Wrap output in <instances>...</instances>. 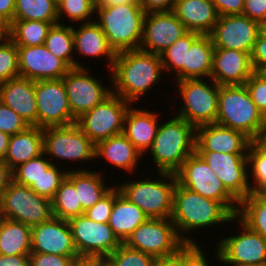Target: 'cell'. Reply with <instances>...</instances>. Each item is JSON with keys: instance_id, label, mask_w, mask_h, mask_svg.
<instances>
[{"instance_id": "cell-47", "label": "cell", "mask_w": 266, "mask_h": 266, "mask_svg": "<svg viewBox=\"0 0 266 266\" xmlns=\"http://www.w3.org/2000/svg\"><path fill=\"white\" fill-rule=\"evenodd\" d=\"M30 125L14 110L0 101V131L8 135L26 130Z\"/></svg>"}, {"instance_id": "cell-64", "label": "cell", "mask_w": 266, "mask_h": 266, "mask_svg": "<svg viewBox=\"0 0 266 266\" xmlns=\"http://www.w3.org/2000/svg\"><path fill=\"white\" fill-rule=\"evenodd\" d=\"M260 33L266 38V21L260 23Z\"/></svg>"}, {"instance_id": "cell-58", "label": "cell", "mask_w": 266, "mask_h": 266, "mask_svg": "<svg viewBox=\"0 0 266 266\" xmlns=\"http://www.w3.org/2000/svg\"><path fill=\"white\" fill-rule=\"evenodd\" d=\"M16 0H0V16L12 23Z\"/></svg>"}, {"instance_id": "cell-1", "label": "cell", "mask_w": 266, "mask_h": 266, "mask_svg": "<svg viewBox=\"0 0 266 266\" xmlns=\"http://www.w3.org/2000/svg\"><path fill=\"white\" fill-rule=\"evenodd\" d=\"M162 75L161 56L136 49L116 53L107 80L112 86V93L131 104H139L144 95L147 97V93L161 83Z\"/></svg>"}, {"instance_id": "cell-35", "label": "cell", "mask_w": 266, "mask_h": 266, "mask_svg": "<svg viewBox=\"0 0 266 266\" xmlns=\"http://www.w3.org/2000/svg\"><path fill=\"white\" fill-rule=\"evenodd\" d=\"M200 34L188 31L169 46L160 56L165 76L173 75L174 82L184 80V64H186L187 46ZM170 74V75H169Z\"/></svg>"}, {"instance_id": "cell-54", "label": "cell", "mask_w": 266, "mask_h": 266, "mask_svg": "<svg viewBox=\"0 0 266 266\" xmlns=\"http://www.w3.org/2000/svg\"><path fill=\"white\" fill-rule=\"evenodd\" d=\"M175 2L176 0H139V5L145 13H149L173 11Z\"/></svg>"}, {"instance_id": "cell-37", "label": "cell", "mask_w": 266, "mask_h": 266, "mask_svg": "<svg viewBox=\"0 0 266 266\" xmlns=\"http://www.w3.org/2000/svg\"><path fill=\"white\" fill-rule=\"evenodd\" d=\"M236 216L266 239V195L264 193L251 192L241 200Z\"/></svg>"}, {"instance_id": "cell-65", "label": "cell", "mask_w": 266, "mask_h": 266, "mask_svg": "<svg viewBox=\"0 0 266 266\" xmlns=\"http://www.w3.org/2000/svg\"><path fill=\"white\" fill-rule=\"evenodd\" d=\"M261 141L266 145V128L264 130L263 136L261 138Z\"/></svg>"}, {"instance_id": "cell-9", "label": "cell", "mask_w": 266, "mask_h": 266, "mask_svg": "<svg viewBox=\"0 0 266 266\" xmlns=\"http://www.w3.org/2000/svg\"><path fill=\"white\" fill-rule=\"evenodd\" d=\"M43 152L52 164L61 166L57 161L63 160L65 169L70 162V165L81 161L88 165V162L95 160V144L76 123L43 128Z\"/></svg>"}, {"instance_id": "cell-60", "label": "cell", "mask_w": 266, "mask_h": 266, "mask_svg": "<svg viewBox=\"0 0 266 266\" xmlns=\"http://www.w3.org/2000/svg\"><path fill=\"white\" fill-rule=\"evenodd\" d=\"M123 4H139V0H95V8H106Z\"/></svg>"}, {"instance_id": "cell-19", "label": "cell", "mask_w": 266, "mask_h": 266, "mask_svg": "<svg viewBox=\"0 0 266 266\" xmlns=\"http://www.w3.org/2000/svg\"><path fill=\"white\" fill-rule=\"evenodd\" d=\"M187 32L173 11L145 13L139 49L161 55Z\"/></svg>"}, {"instance_id": "cell-50", "label": "cell", "mask_w": 266, "mask_h": 266, "mask_svg": "<svg viewBox=\"0 0 266 266\" xmlns=\"http://www.w3.org/2000/svg\"><path fill=\"white\" fill-rule=\"evenodd\" d=\"M205 248L199 243H184V266H213L206 257Z\"/></svg>"}, {"instance_id": "cell-41", "label": "cell", "mask_w": 266, "mask_h": 266, "mask_svg": "<svg viewBox=\"0 0 266 266\" xmlns=\"http://www.w3.org/2000/svg\"><path fill=\"white\" fill-rule=\"evenodd\" d=\"M57 16L60 24H69L67 18L70 25L94 21L95 0H57Z\"/></svg>"}, {"instance_id": "cell-21", "label": "cell", "mask_w": 266, "mask_h": 266, "mask_svg": "<svg viewBox=\"0 0 266 266\" xmlns=\"http://www.w3.org/2000/svg\"><path fill=\"white\" fill-rule=\"evenodd\" d=\"M31 252L78 256L68 220L52 217L31 227Z\"/></svg>"}, {"instance_id": "cell-61", "label": "cell", "mask_w": 266, "mask_h": 266, "mask_svg": "<svg viewBox=\"0 0 266 266\" xmlns=\"http://www.w3.org/2000/svg\"><path fill=\"white\" fill-rule=\"evenodd\" d=\"M71 266H105V263L102 259L80 258L75 260Z\"/></svg>"}, {"instance_id": "cell-29", "label": "cell", "mask_w": 266, "mask_h": 266, "mask_svg": "<svg viewBox=\"0 0 266 266\" xmlns=\"http://www.w3.org/2000/svg\"><path fill=\"white\" fill-rule=\"evenodd\" d=\"M81 167H79L80 169L77 167L76 169L68 167L69 171L66 177L74 184L77 191L78 203H81L83 211H86L105 196L114 185L110 184V181H108L109 183L106 182L107 179H105V176L108 173H102V167L99 172L98 169L90 170L89 166L88 169H83L82 165Z\"/></svg>"}, {"instance_id": "cell-10", "label": "cell", "mask_w": 266, "mask_h": 266, "mask_svg": "<svg viewBox=\"0 0 266 266\" xmlns=\"http://www.w3.org/2000/svg\"><path fill=\"white\" fill-rule=\"evenodd\" d=\"M175 175L181 186L221 202L234 216L237 215L239 201L196 151L183 162Z\"/></svg>"}, {"instance_id": "cell-13", "label": "cell", "mask_w": 266, "mask_h": 266, "mask_svg": "<svg viewBox=\"0 0 266 266\" xmlns=\"http://www.w3.org/2000/svg\"><path fill=\"white\" fill-rule=\"evenodd\" d=\"M124 244L156 259L176 253L184 242L171 218H149L129 235Z\"/></svg>"}, {"instance_id": "cell-59", "label": "cell", "mask_w": 266, "mask_h": 266, "mask_svg": "<svg viewBox=\"0 0 266 266\" xmlns=\"http://www.w3.org/2000/svg\"><path fill=\"white\" fill-rule=\"evenodd\" d=\"M11 40V23L0 16V44Z\"/></svg>"}, {"instance_id": "cell-32", "label": "cell", "mask_w": 266, "mask_h": 266, "mask_svg": "<svg viewBox=\"0 0 266 266\" xmlns=\"http://www.w3.org/2000/svg\"><path fill=\"white\" fill-rule=\"evenodd\" d=\"M214 49L210 35H199L187 46L184 79L210 78Z\"/></svg>"}, {"instance_id": "cell-48", "label": "cell", "mask_w": 266, "mask_h": 266, "mask_svg": "<svg viewBox=\"0 0 266 266\" xmlns=\"http://www.w3.org/2000/svg\"><path fill=\"white\" fill-rule=\"evenodd\" d=\"M244 85L257 109L266 118V81L254 72Z\"/></svg>"}, {"instance_id": "cell-33", "label": "cell", "mask_w": 266, "mask_h": 266, "mask_svg": "<svg viewBox=\"0 0 266 266\" xmlns=\"http://www.w3.org/2000/svg\"><path fill=\"white\" fill-rule=\"evenodd\" d=\"M31 227L0 217V255H29Z\"/></svg>"}, {"instance_id": "cell-27", "label": "cell", "mask_w": 266, "mask_h": 266, "mask_svg": "<svg viewBox=\"0 0 266 266\" xmlns=\"http://www.w3.org/2000/svg\"><path fill=\"white\" fill-rule=\"evenodd\" d=\"M0 101L14 110L30 126H37L35 81L17 77L0 84Z\"/></svg>"}, {"instance_id": "cell-45", "label": "cell", "mask_w": 266, "mask_h": 266, "mask_svg": "<svg viewBox=\"0 0 266 266\" xmlns=\"http://www.w3.org/2000/svg\"><path fill=\"white\" fill-rule=\"evenodd\" d=\"M20 77L17 46L9 40L0 44V84Z\"/></svg>"}, {"instance_id": "cell-39", "label": "cell", "mask_w": 266, "mask_h": 266, "mask_svg": "<svg viewBox=\"0 0 266 266\" xmlns=\"http://www.w3.org/2000/svg\"><path fill=\"white\" fill-rule=\"evenodd\" d=\"M249 184L252 193L266 192V145L251 141L247 151Z\"/></svg>"}, {"instance_id": "cell-14", "label": "cell", "mask_w": 266, "mask_h": 266, "mask_svg": "<svg viewBox=\"0 0 266 266\" xmlns=\"http://www.w3.org/2000/svg\"><path fill=\"white\" fill-rule=\"evenodd\" d=\"M79 258L105 260L121 244L108 223L82 214L68 220Z\"/></svg>"}, {"instance_id": "cell-38", "label": "cell", "mask_w": 266, "mask_h": 266, "mask_svg": "<svg viewBox=\"0 0 266 266\" xmlns=\"http://www.w3.org/2000/svg\"><path fill=\"white\" fill-rule=\"evenodd\" d=\"M53 217L69 220L84 214L81 203H78L74 184L67 178L61 182L51 200Z\"/></svg>"}, {"instance_id": "cell-55", "label": "cell", "mask_w": 266, "mask_h": 266, "mask_svg": "<svg viewBox=\"0 0 266 266\" xmlns=\"http://www.w3.org/2000/svg\"><path fill=\"white\" fill-rule=\"evenodd\" d=\"M154 266H184V244L176 253L156 258Z\"/></svg>"}, {"instance_id": "cell-11", "label": "cell", "mask_w": 266, "mask_h": 266, "mask_svg": "<svg viewBox=\"0 0 266 266\" xmlns=\"http://www.w3.org/2000/svg\"><path fill=\"white\" fill-rule=\"evenodd\" d=\"M0 217L33 227L53 217L51 200L12 181L0 199Z\"/></svg>"}, {"instance_id": "cell-3", "label": "cell", "mask_w": 266, "mask_h": 266, "mask_svg": "<svg viewBox=\"0 0 266 266\" xmlns=\"http://www.w3.org/2000/svg\"><path fill=\"white\" fill-rule=\"evenodd\" d=\"M168 119L160 122L147 156L150 155L155 172L175 174L195 152L196 128L175 115Z\"/></svg>"}, {"instance_id": "cell-62", "label": "cell", "mask_w": 266, "mask_h": 266, "mask_svg": "<svg viewBox=\"0 0 266 266\" xmlns=\"http://www.w3.org/2000/svg\"><path fill=\"white\" fill-rule=\"evenodd\" d=\"M10 135L0 131V159H4L9 145Z\"/></svg>"}, {"instance_id": "cell-2", "label": "cell", "mask_w": 266, "mask_h": 266, "mask_svg": "<svg viewBox=\"0 0 266 266\" xmlns=\"http://www.w3.org/2000/svg\"><path fill=\"white\" fill-rule=\"evenodd\" d=\"M233 217L221 202L206 198L177 182L173 192L171 221L184 243H198L194 233L200 229H214V226L216 229L217 226L222 227V224L229 226Z\"/></svg>"}, {"instance_id": "cell-30", "label": "cell", "mask_w": 266, "mask_h": 266, "mask_svg": "<svg viewBox=\"0 0 266 266\" xmlns=\"http://www.w3.org/2000/svg\"><path fill=\"white\" fill-rule=\"evenodd\" d=\"M43 153V128L30 126L10 136L4 161L14 170L17 166Z\"/></svg>"}, {"instance_id": "cell-16", "label": "cell", "mask_w": 266, "mask_h": 266, "mask_svg": "<svg viewBox=\"0 0 266 266\" xmlns=\"http://www.w3.org/2000/svg\"><path fill=\"white\" fill-rule=\"evenodd\" d=\"M37 127L66 126L76 123L68 103L63 79L35 81Z\"/></svg>"}, {"instance_id": "cell-34", "label": "cell", "mask_w": 266, "mask_h": 266, "mask_svg": "<svg viewBox=\"0 0 266 266\" xmlns=\"http://www.w3.org/2000/svg\"><path fill=\"white\" fill-rule=\"evenodd\" d=\"M45 47L59 59H62L70 68H89L87 63L75 59L73 25L54 24L45 39Z\"/></svg>"}, {"instance_id": "cell-31", "label": "cell", "mask_w": 266, "mask_h": 266, "mask_svg": "<svg viewBox=\"0 0 266 266\" xmlns=\"http://www.w3.org/2000/svg\"><path fill=\"white\" fill-rule=\"evenodd\" d=\"M149 217L125 196L119 193L114 199V204L109 218V226L121 243Z\"/></svg>"}, {"instance_id": "cell-25", "label": "cell", "mask_w": 266, "mask_h": 266, "mask_svg": "<svg viewBox=\"0 0 266 266\" xmlns=\"http://www.w3.org/2000/svg\"><path fill=\"white\" fill-rule=\"evenodd\" d=\"M76 26V27H75ZM79 26V27H78ZM74 50L76 57H86L103 59L106 58L105 64L107 71L111 72L116 53L109 46L107 38L102 31V28L95 22L78 23L73 25ZM108 61V62H107Z\"/></svg>"}, {"instance_id": "cell-4", "label": "cell", "mask_w": 266, "mask_h": 266, "mask_svg": "<svg viewBox=\"0 0 266 266\" xmlns=\"http://www.w3.org/2000/svg\"><path fill=\"white\" fill-rule=\"evenodd\" d=\"M215 123L240 131L251 141L261 140L266 128V118L257 109L245 85L219 86Z\"/></svg>"}, {"instance_id": "cell-24", "label": "cell", "mask_w": 266, "mask_h": 266, "mask_svg": "<svg viewBox=\"0 0 266 266\" xmlns=\"http://www.w3.org/2000/svg\"><path fill=\"white\" fill-rule=\"evenodd\" d=\"M135 106V107H134ZM131 104L124 117L123 134L144 156L147 155L157 135L161 119L159 110L149 111ZM160 118V119H159Z\"/></svg>"}, {"instance_id": "cell-20", "label": "cell", "mask_w": 266, "mask_h": 266, "mask_svg": "<svg viewBox=\"0 0 266 266\" xmlns=\"http://www.w3.org/2000/svg\"><path fill=\"white\" fill-rule=\"evenodd\" d=\"M20 77L32 81L62 79L71 69L45 45L17 46Z\"/></svg>"}, {"instance_id": "cell-43", "label": "cell", "mask_w": 266, "mask_h": 266, "mask_svg": "<svg viewBox=\"0 0 266 266\" xmlns=\"http://www.w3.org/2000/svg\"><path fill=\"white\" fill-rule=\"evenodd\" d=\"M155 258L121 243L105 260V266H154Z\"/></svg>"}, {"instance_id": "cell-44", "label": "cell", "mask_w": 266, "mask_h": 266, "mask_svg": "<svg viewBox=\"0 0 266 266\" xmlns=\"http://www.w3.org/2000/svg\"><path fill=\"white\" fill-rule=\"evenodd\" d=\"M64 166L52 164L37 181H34L30 188L39 196L52 200L61 182L65 179L68 169Z\"/></svg>"}, {"instance_id": "cell-6", "label": "cell", "mask_w": 266, "mask_h": 266, "mask_svg": "<svg viewBox=\"0 0 266 266\" xmlns=\"http://www.w3.org/2000/svg\"><path fill=\"white\" fill-rule=\"evenodd\" d=\"M97 14V15H96ZM145 11L139 4L95 8V22L115 53L140 48Z\"/></svg>"}, {"instance_id": "cell-52", "label": "cell", "mask_w": 266, "mask_h": 266, "mask_svg": "<svg viewBox=\"0 0 266 266\" xmlns=\"http://www.w3.org/2000/svg\"><path fill=\"white\" fill-rule=\"evenodd\" d=\"M219 16L243 14L244 0H211Z\"/></svg>"}, {"instance_id": "cell-23", "label": "cell", "mask_w": 266, "mask_h": 266, "mask_svg": "<svg viewBox=\"0 0 266 266\" xmlns=\"http://www.w3.org/2000/svg\"><path fill=\"white\" fill-rule=\"evenodd\" d=\"M254 72L249 53L235 49H214L210 78L219 86L244 85Z\"/></svg>"}, {"instance_id": "cell-26", "label": "cell", "mask_w": 266, "mask_h": 266, "mask_svg": "<svg viewBox=\"0 0 266 266\" xmlns=\"http://www.w3.org/2000/svg\"><path fill=\"white\" fill-rule=\"evenodd\" d=\"M143 157L123 133L111 136L95 145V160L104 159L106 164H110L109 166L125 171L128 176L133 174L134 178V174H138L135 173L138 172L136 171L138 167L141 168L139 162L143 161Z\"/></svg>"}, {"instance_id": "cell-18", "label": "cell", "mask_w": 266, "mask_h": 266, "mask_svg": "<svg viewBox=\"0 0 266 266\" xmlns=\"http://www.w3.org/2000/svg\"><path fill=\"white\" fill-rule=\"evenodd\" d=\"M197 153L239 202L251 193L247 154Z\"/></svg>"}, {"instance_id": "cell-5", "label": "cell", "mask_w": 266, "mask_h": 266, "mask_svg": "<svg viewBox=\"0 0 266 266\" xmlns=\"http://www.w3.org/2000/svg\"><path fill=\"white\" fill-rule=\"evenodd\" d=\"M155 175L158 176L155 178L151 175L143 176L142 179L132 178L128 181L126 179L115 184L120 193L138 206L149 218H171L173 192L177 184L176 175L167 172H157Z\"/></svg>"}, {"instance_id": "cell-51", "label": "cell", "mask_w": 266, "mask_h": 266, "mask_svg": "<svg viewBox=\"0 0 266 266\" xmlns=\"http://www.w3.org/2000/svg\"><path fill=\"white\" fill-rule=\"evenodd\" d=\"M243 14L259 23L266 21V0H244Z\"/></svg>"}, {"instance_id": "cell-15", "label": "cell", "mask_w": 266, "mask_h": 266, "mask_svg": "<svg viewBox=\"0 0 266 266\" xmlns=\"http://www.w3.org/2000/svg\"><path fill=\"white\" fill-rule=\"evenodd\" d=\"M90 68H71L64 76V86L72 116L78 119L112 94V86L102 83V75L93 76ZM110 86V87H109Z\"/></svg>"}, {"instance_id": "cell-57", "label": "cell", "mask_w": 266, "mask_h": 266, "mask_svg": "<svg viewBox=\"0 0 266 266\" xmlns=\"http://www.w3.org/2000/svg\"><path fill=\"white\" fill-rule=\"evenodd\" d=\"M0 266H29V255H0Z\"/></svg>"}, {"instance_id": "cell-36", "label": "cell", "mask_w": 266, "mask_h": 266, "mask_svg": "<svg viewBox=\"0 0 266 266\" xmlns=\"http://www.w3.org/2000/svg\"><path fill=\"white\" fill-rule=\"evenodd\" d=\"M59 22H44L38 20H13L11 23V41L16 46H39L54 24Z\"/></svg>"}, {"instance_id": "cell-56", "label": "cell", "mask_w": 266, "mask_h": 266, "mask_svg": "<svg viewBox=\"0 0 266 266\" xmlns=\"http://www.w3.org/2000/svg\"><path fill=\"white\" fill-rule=\"evenodd\" d=\"M12 181L13 170L4 161V159H0V199L2 197L3 192L6 190V188Z\"/></svg>"}, {"instance_id": "cell-8", "label": "cell", "mask_w": 266, "mask_h": 266, "mask_svg": "<svg viewBox=\"0 0 266 266\" xmlns=\"http://www.w3.org/2000/svg\"><path fill=\"white\" fill-rule=\"evenodd\" d=\"M238 227V232L225 236L216 241L214 258L221 265H254L266 266V239L245 225L236 215L231 224ZM237 223V224H236ZM240 226V228H239ZM241 229V230H240ZM240 230V232H239ZM239 233V234H238ZM225 236V237H224Z\"/></svg>"}, {"instance_id": "cell-49", "label": "cell", "mask_w": 266, "mask_h": 266, "mask_svg": "<svg viewBox=\"0 0 266 266\" xmlns=\"http://www.w3.org/2000/svg\"><path fill=\"white\" fill-rule=\"evenodd\" d=\"M79 256H63L31 252L29 266H71Z\"/></svg>"}, {"instance_id": "cell-40", "label": "cell", "mask_w": 266, "mask_h": 266, "mask_svg": "<svg viewBox=\"0 0 266 266\" xmlns=\"http://www.w3.org/2000/svg\"><path fill=\"white\" fill-rule=\"evenodd\" d=\"M13 20L58 22L57 0H16Z\"/></svg>"}, {"instance_id": "cell-42", "label": "cell", "mask_w": 266, "mask_h": 266, "mask_svg": "<svg viewBox=\"0 0 266 266\" xmlns=\"http://www.w3.org/2000/svg\"><path fill=\"white\" fill-rule=\"evenodd\" d=\"M51 165L52 162L43 152L39 156L17 166L13 170V181L19 185L30 187Z\"/></svg>"}, {"instance_id": "cell-7", "label": "cell", "mask_w": 266, "mask_h": 266, "mask_svg": "<svg viewBox=\"0 0 266 266\" xmlns=\"http://www.w3.org/2000/svg\"><path fill=\"white\" fill-rule=\"evenodd\" d=\"M182 103L176 116L195 128L215 123L218 115L219 85L212 78L184 79L173 82Z\"/></svg>"}, {"instance_id": "cell-46", "label": "cell", "mask_w": 266, "mask_h": 266, "mask_svg": "<svg viewBox=\"0 0 266 266\" xmlns=\"http://www.w3.org/2000/svg\"><path fill=\"white\" fill-rule=\"evenodd\" d=\"M113 184L114 187L105 196H103L94 206L84 211V215L90 220L100 223L109 222L114 199L120 193L115 182Z\"/></svg>"}, {"instance_id": "cell-66", "label": "cell", "mask_w": 266, "mask_h": 266, "mask_svg": "<svg viewBox=\"0 0 266 266\" xmlns=\"http://www.w3.org/2000/svg\"><path fill=\"white\" fill-rule=\"evenodd\" d=\"M226 266H254V265H226Z\"/></svg>"}, {"instance_id": "cell-17", "label": "cell", "mask_w": 266, "mask_h": 266, "mask_svg": "<svg viewBox=\"0 0 266 266\" xmlns=\"http://www.w3.org/2000/svg\"><path fill=\"white\" fill-rule=\"evenodd\" d=\"M259 33V22L237 14L219 16L209 35L215 48L235 49L251 55Z\"/></svg>"}, {"instance_id": "cell-63", "label": "cell", "mask_w": 266, "mask_h": 266, "mask_svg": "<svg viewBox=\"0 0 266 266\" xmlns=\"http://www.w3.org/2000/svg\"><path fill=\"white\" fill-rule=\"evenodd\" d=\"M255 72L266 81V65L259 67Z\"/></svg>"}, {"instance_id": "cell-53", "label": "cell", "mask_w": 266, "mask_h": 266, "mask_svg": "<svg viewBox=\"0 0 266 266\" xmlns=\"http://www.w3.org/2000/svg\"><path fill=\"white\" fill-rule=\"evenodd\" d=\"M251 64L255 71L266 65V38L261 33H259L251 52Z\"/></svg>"}, {"instance_id": "cell-22", "label": "cell", "mask_w": 266, "mask_h": 266, "mask_svg": "<svg viewBox=\"0 0 266 266\" xmlns=\"http://www.w3.org/2000/svg\"><path fill=\"white\" fill-rule=\"evenodd\" d=\"M250 142L242 132L216 123L196 127V152L247 154Z\"/></svg>"}, {"instance_id": "cell-12", "label": "cell", "mask_w": 266, "mask_h": 266, "mask_svg": "<svg viewBox=\"0 0 266 266\" xmlns=\"http://www.w3.org/2000/svg\"><path fill=\"white\" fill-rule=\"evenodd\" d=\"M131 103L112 93L102 103L76 119L77 126L96 145L123 133L124 117Z\"/></svg>"}, {"instance_id": "cell-28", "label": "cell", "mask_w": 266, "mask_h": 266, "mask_svg": "<svg viewBox=\"0 0 266 266\" xmlns=\"http://www.w3.org/2000/svg\"><path fill=\"white\" fill-rule=\"evenodd\" d=\"M187 31L209 35L219 14L211 0H176L173 9Z\"/></svg>"}]
</instances>
